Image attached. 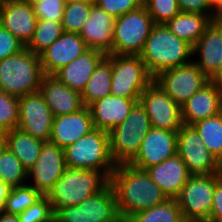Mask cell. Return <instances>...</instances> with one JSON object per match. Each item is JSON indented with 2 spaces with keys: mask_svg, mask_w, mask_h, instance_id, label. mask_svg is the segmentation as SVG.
<instances>
[{
  "mask_svg": "<svg viewBox=\"0 0 222 222\" xmlns=\"http://www.w3.org/2000/svg\"><path fill=\"white\" fill-rule=\"evenodd\" d=\"M20 222H53L54 211L46 195L18 215Z\"/></svg>",
  "mask_w": 222,
  "mask_h": 222,
  "instance_id": "cell-38",
  "label": "cell"
},
{
  "mask_svg": "<svg viewBox=\"0 0 222 222\" xmlns=\"http://www.w3.org/2000/svg\"><path fill=\"white\" fill-rule=\"evenodd\" d=\"M123 222L134 214L162 204L168 197L145 170L130 164L116 165L110 177Z\"/></svg>",
  "mask_w": 222,
  "mask_h": 222,
  "instance_id": "cell-1",
  "label": "cell"
},
{
  "mask_svg": "<svg viewBox=\"0 0 222 222\" xmlns=\"http://www.w3.org/2000/svg\"><path fill=\"white\" fill-rule=\"evenodd\" d=\"M177 154L191 175L215 174L217 158L204 146L193 126L183 125L177 132Z\"/></svg>",
  "mask_w": 222,
  "mask_h": 222,
  "instance_id": "cell-13",
  "label": "cell"
},
{
  "mask_svg": "<svg viewBox=\"0 0 222 222\" xmlns=\"http://www.w3.org/2000/svg\"><path fill=\"white\" fill-rule=\"evenodd\" d=\"M19 98L0 90V130L5 132L18 127Z\"/></svg>",
  "mask_w": 222,
  "mask_h": 222,
  "instance_id": "cell-36",
  "label": "cell"
},
{
  "mask_svg": "<svg viewBox=\"0 0 222 222\" xmlns=\"http://www.w3.org/2000/svg\"><path fill=\"white\" fill-rule=\"evenodd\" d=\"M152 128L144 107L137 102L127 118L109 132L110 154L116 165L129 164Z\"/></svg>",
  "mask_w": 222,
  "mask_h": 222,
  "instance_id": "cell-6",
  "label": "cell"
},
{
  "mask_svg": "<svg viewBox=\"0 0 222 222\" xmlns=\"http://www.w3.org/2000/svg\"><path fill=\"white\" fill-rule=\"evenodd\" d=\"M0 222H20L18 215L1 213L0 214Z\"/></svg>",
  "mask_w": 222,
  "mask_h": 222,
  "instance_id": "cell-46",
  "label": "cell"
},
{
  "mask_svg": "<svg viewBox=\"0 0 222 222\" xmlns=\"http://www.w3.org/2000/svg\"><path fill=\"white\" fill-rule=\"evenodd\" d=\"M215 175L217 179L222 182V156L217 159V169Z\"/></svg>",
  "mask_w": 222,
  "mask_h": 222,
  "instance_id": "cell-47",
  "label": "cell"
},
{
  "mask_svg": "<svg viewBox=\"0 0 222 222\" xmlns=\"http://www.w3.org/2000/svg\"><path fill=\"white\" fill-rule=\"evenodd\" d=\"M208 2H209L212 6H214V5L218 2V0H208Z\"/></svg>",
  "mask_w": 222,
  "mask_h": 222,
  "instance_id": "cell-53",
  "label": "cell"
},
{
  "mask_svg": "<svg viewBox=\"0 0 222 222\" xmlns=\"http://www.w3.org/2000/svg\"><path fill=\"white\" fill-rule=\"evenodd\" d=\"M192 50L190 44L179 39L165 24H154L139 55L154 78L164 70L191 62Z\"/></svg>",
  "mask_w": 222,
  "mask_h": 222,
  "instance_id": "cell-2",
  "label": "cell"
},
{
  "mask_svg": "<svg viewBox=\"0 0 222 222\" xmlns=\"http://www.w3.org/2000/svg\"><path fill=\"white\" fill-rule=\"evenodd\" d=\"M221 52L222 28L213 20L193 46L192 54L193 56L198 54L199 59L192 61L210 78L219 68Z\"/></svg>",
  "mask_w": 222,
  "mask_h": 222,
  "instance_id": "cell-25",
  "label": "cell"
},
{
  "mask_svg": "<svg viewBox=\"0 0 222 222\" xmlns=\"http://www.w3.org/2000/svg\"><path fill=\"white\" fill-rule=\"evenodd\" d=\"M153 128L178 131L182 126L181 107L154 80L139 98Z\"/></svg>",
  "mask_w": 222,
  "mask_h": 222,
  "instance_id": "cell-12",
  "label": "cell"
},
{
  "mask_svg": "<svg viewBox=\"0 0 222 222\" xmlns=\"http://www.w3.org/2000/svg\"><path fill=\"white\" fill-rule=\"evenodd\" d=\"M222 11V0H218V2L213 6V20L214 17Z\"/></svg>",
  "mask_w": 222,
  "mask_h": 222,
  "instance_id": "cell-49",
  "label": "cell"
},
{
  "mask_svg": "<svg viewBox=\"0 0 222 222\" xmlns=\"http://www.w3.org/2000/svg\"><path fill=\"white\" fill-rule=\"evenodd\" d=\"M114 24L113 16L93 4L79 35L88 49L101 51L105 55L112 54Z\"/></svg>",
  "mask_w": 222,
  "mask_h": 222,
  "instance_id": "cell-21",
  "label": "cell"
},
{
  "mask_svg": "<svg viewBox=\"0 0 222 222\" xmlns=\"http://www.w3.org/2000/svg\"><path fill=\"white\" fill-rule=\"evenodd\" d=\"M94 2H66L62 16L64 32L80 33L88 20Z\"/></svg>",
  "mask_w": 222,
  "mask_h": 222,
  "instance_id": "cell-35",
  "label": "cell"
},
{
  "mask_svg": "<svg viewBox=\"0 0 222 222\" xmlns=\"http://www.w3.org/2000/svg\"><path fill=\"white\" fill-rule=\"evenodd\" d=\"M110 179L101 171L66 168L46 195L54 213L60 207L76 206L100 192Z\"/></svg>",
  "mask_w": 222,
  "mask_h": 222,
  "instance_id": "cell-4",
  "label": "cell"
},
{
  "mask_svg": "<svg viewBox=\"0 0 222 222\" xmlns=\"http://www.w3.org/2000/svg\"><path fill=\"white\" fill-rule=\"evenodd\" d=\"M214 222H222V218L215 220Z\"/></svg>",
  "mask_w": 222,
  "mask_h": 222,
  "instance_id": "cell-54",
  "label": "cell"
},
{
  "mask_svg": "<svg viewBox=\"0 0 222 222\" xmlns=\"http://www.w3.org/2000/svg\"><path fill=\"white\" fill-rule=\"evenodd\" d=\"M215 174L191 175L176 198L185 222H206L213 205Z\"/></svg>",
  "mask_w": 222,
  "mask_h": 222,
  "instance_id": "cell-10",
  "label": "cell"
},
{
  "mask_svg": "<svg viewBox=\"0 0 222 222\" xmlns=\"http://www.w3.org/2000/svg\"><path fill=\"white\" fill-rule=\"evenodd\" d=\"M44 141L15 128L6 132V147L21 161L29 171L39 158Z\"/></svg>",
  "mask_w": 222,
  "mask_h": 222,
  "instance_id": "cell-28",
  "label": "cell"
},
{
  "mask_svg": "<svg viewBox=\"0 0 222 222\" xmlns=\"http://www.w3.org/2000/svg\"><path fill=\"white\" fill-rule=\"evenodd\" d=\"M94 4L116 19L142 6L143 0H95Z\"/></svg>",
  "mask_w": 222,
  "mask_h": 222,
  "instance_id": "cell-39",
  "label": "cell"
},
{
  "mask_svg": "<svg viewBox=\"0 0 222 222\" xmlns=\"http://www.w3.org/2000/svg\"><path fill=\"white\" fill-rule=\"evenodd\" d=\"M39 92L54 117L71 114L81 110V93L69 88L54 75H44Z\"/></svg>",
  "mask_w": 222,
  "mask_h": 222,
  "instance_id": "cell-22",
  "label": "cell"
},
{
  "mask_svg": "<svg viewBox=\"0 0 222 222\" xmlns=\"http://www.w3.org/2000/svg\"><path fill=\"white\" fill-rule=\"evenodd\" d=\"M40 56L25 48L0 60V90L18 98L38 92L44 77Z\"/></svg>",
  "mask_w": 222,
  "mask_h": 222,
  "instance_id": "cell-3",
  "label": "cell"
},
{
  "mask_svg": "<svg viewBox=\"0 0 222 222\" xmlns=\"http://www.w3.org/2000/svg\"><path fill=\"white\" fill-rule=\"evenodd\" d=\"M4 0H0V7L3 5Z\"/></svg>",
  "mask_w": 222,
  "mask_h": 222,
  "instance_id": "cell-55",
  "label": "cell"
},
{
  "mask_svg": "<svg viewBox=\"0 0 222 222\" xmlns=\"http://www.w3.org/2000/svg\"><path fill=\"white\" fill-rule=\"evenodd\" d=\"M105 56L101 51L88 49L54 76L69 88L82 93L96 66Z\"/></svg>",
  "mask_w": 222,
  "mask_h": 222,
  "instance_id": "cell-26",
  "label": "cell"
},
{
  "mask_svg": "<svg viewBox=\"0 0 222 222\" xmlns=\"http://www.w3.org/2000/svg\"><path fill=\"white\" fill-rule=\"evenodd\" d=\"M220 218H222V182L218 180L215 183L213 205L207 222H214L215 220Z\"/></svg>",
  "mask_w": 222,
  "mask_h": 222,
  "instance_id": "cell-43",
  "label": "cell"
},
{
  "mask_svg": "<svg viewBox=\"0 0 222 222\" xmlns=\"http://www.w3.org/2000/svg\"><path fill=\"white\" fill-rule=\"evenodd\" d=\"M0 178L10 188L26 185L28 181V171L7 147L0 152Z\"/></svg>",
  "mask_w": 222,
  "mask_h": 222,
  "instance_id": "cell-33",
  "label": "cell"
},
{
  "mask_svg": "<svg viewBox=\"0 0 222 222\" xmlns=\"http://www.w3.org/2000/svg\"><path fill=\"white\" fill-rule=\"evenodd\" d=\"M10 187L6 185L0 178V214L4 212L5 200L10 192Z\"/></svg>",
  "mask_w": 222,
  "mask_h": 222,
  "instance_id": "cell-44",
  "label": "cell"
},
{
  "mask_svg": "<svg viewBox=\"0 0 222 222\" xmlns=\"http://www.w3.org/2000/svg\"><path fill=\"white\" fill-rule=\"evenodd\" d=\"M88 50L79 33L63 32L39 56L44 74L54 75Z\"/></svg>",
  "mask_w": 222,
  "mask_h": 222,
  "instance_id": "cell-17",
  "label": "cell"
},
{
  "mask_svg": "<svg viewBox=\"0 0 222 222\" xmlns=\"http://www.w3.org/2000/svg\"><path fill=\"white\" fill-rule=\"evenodd\" d=\"M93 129L90 110L84 106L77 112L54 117L49 142L65 149Z\"/></svg>",
  "mask_w": 222,
  "mask_h": 222,
  "instance_id": "cell-20",
  "label": "cell"
},
{
  "mask_svg": "<svg viewBox=\"0 0 222 222\" xmlns=\"http://www.w3.org/2000/svg\"><path fill=\"white\" fill-rule=\"evenodd\" d=\"M37 20L33 6L20 0H4L0 7L1 25L25 46L33 38Z\"/></svg>",
  "mask_w": 222,
  "mask_h": 222,
  "instance_id": "cell-19",
  "label": "cell"
},
{
  "mask_svg": "<svg viewBox=\"0 0 222 222\" xmlns=\"http://www.w3.org/2000/svg\"><path fill=\"white\" fill-rule=\"evenodd\" d=\"M55 222H123L116 195L110 182L98 193L76 206L60 207L54 213Z\"/></svg>",
  "mask_w": 222,
  "mask_h": 222,
  "instance_id": "cell-8",
  "label": "cell"
},
{
  "mask_svg": "<svg viewBox=\"0 0 222 222\" xmlns=\"http://www.w3.org/2000/svg\"><path fill=\"white\" fill-rule=\"evenodd\" d=\"M222 112V86L209 81L181 107L183 125L196 122Z\"/></svg>",
  "mask_w": 222,
  "mask_h": 222,
  "instance_id": "cell-18",
  "label": "cell"
},
{
  "mask_svg": "<svg viewBox=\"0 0 222 222\" xmlns=\"http://www.w3.org/2000/svg\"><path fill=\"white\" fill-rule=\"evenodd\" d=\"M26 46L0 25V60L20 53Z\"/></svg>",
  "mask_w": 222,
  "mask_h": 222,
  "instance_id": "cell-41",
  "label": "cell"
},
{
  "mask_svg": "<svg viewBox=\"0 0 222 222\" xmlns=\"http://www.w3.org/2000/svg\"><path fill=\"white\" fill-rule=\"evenodd\" d=\"M177 132L151 128L130 165L145 170L177 154Z\"/></svg>",
  "mask_w": 222,
  "mask_h": 222,
  "instance_id": "cell-16",
  "label": "cell"
},
{
  "mask_svg": "<svg viewBox=\"0 0 222 222\" xmlns=\"http://www.w3.org/2000/svg\"><path fill=\"white\" fill-rule=\"evenodd\" d=\"M80 1H84V2H94L95 0H65V2H80Z\"/></svg>",
  "mask_w": 222,
  "mask_h": 222,
  "instance_id": "cell-52",
  "label": "cell"
},
{
  "mask_svg": "<svg viewBox=\"0 0 222 222\" xmlns=\"http://www.w3.org/2000/svg\"><path fill=\"white\" fill-rule=\"evenodd\" d=\"M154 25L144 5L115 19L112 54L139 55Z\"/></svg>",
  "mask_w": 222,
  "mask_h": 222,
  "instance_id": "cell-9",
  "label": "cell"
},
{
  "mask_svg": "<svg viewBox=\"0 0 222 222\" xmlns=\"http://www.w3.org/2000/svg\"><path fill=\"white\" fill-rule=\"evenodd\" d=\"M210 81L218 83L222 86V52H221V62L218 70L209 78Z\"/></svg>",
  "mask_w": 222,
  "mask_h": 222,
  "instance_id": "cell-45",
  "label": "cell"
},
{
  "mask_svg": "<svg viewBox=\"0 0 222 222\" xmlns=\"http://www.w3.org/2000/svg\"><path fill=\"white\" fill-rule=\"evenodd\" d=\"M125 222H185L176 199H168L162 204L140 211Z\"/></svg>",
  "mask_w": 222,
  "mask_h": 222,
  "instance_id": "cell-30",
  "label": "cell"
},
{
  "mask_svg": "<svg viewBox=\"0 0 222 222\" xmlns=\"http://www.w3.org/2000/svg\"><path fill=\"white\" fill-rule=\"evenodd\" d=\"M112 65L111 95L136 99L154 80L140 55L110 54Z\"/></svg>",
  "mask_w": 222,
  "mask_h": 222,
  "instance_id": "cell-7",
  "label": "cell"
},
{
  "mask_svg": "<svg viewBox=\"0 0 222 222\" xmlns=\"http://www.w3.org/2000/svg\"><path fill=\"white\" fill-rule=\"evenodd\" d=\"M6 147V132L0 130V152Z\"/></svg>",
  "mask_w": 222,
  "mask_h": 222,
  "instance_id": "cell-48",
  "label": "cell"
},
{
  "mask_svg": "<svg viewBox=\"0 0 222 222\" xmlns=\"http://www.w3.org/2000/svg\"><path fill=\"white\" fill-rule=\"evenodd\" d=\"M211 21L213 19L209 15L180 12L167 21L165 26L179 39L186 41L193 47Z\"/></svg>",
  "mask_w": 222,
  "mask_h": 222,
  "instance_id": "cell-27",
  "label": "cell"
},
{
  "mask_svg": "<svg viewBox=\"0 0 222 222\" xmlns=\"http://www.w3.org/2000/svg\"><path fill=\"white\" fill-rule=\"evenodd\" d=\"M54 115L38 92L19 98L18 129L44 142H49Z\"/></svg>",
  "mask_w": 222,
  "mask_h": 222,
  "instance_id": "cell-14",
  "label": "cell"
},
{
  "mask_svg": "<svg viewBox=\"0 0 222 222\" xmlns=\"http://www.w3.org/2000/svg\"><path fill=\"white\" fill-rule=\"evenodd\" d=\"M43 195L28 184L10 189L4 204V212L19 215L33 205Z\"/></svg>",
  "mask_w": 222,
  "mask_h": 222,
  "instance_id": "cell-34",
  "label": "cell"
},
{
  "mask_svg": "<svg viewBox=\"0 0 222 222\" xmlns=\"http://www.w3.org/2000/svg\"><path fill=\"white\" fill-rule=\"evenodd\" d=\"M20 1H22V2H24V3H27V4H29L30 6H33V5H35V4H37L38 2H41V1H43V0H20Z\"/></svg>",
  "mask_w": 222,
  "mask_h": 222,
  "instance_id": "cell-51",
  "label": "cell"
},
{
  "mask_svg": "<svg viewBox=\"0 0 222 222\" xmlns=\"http://www.w3.org/2000/svg\"><path fill=\"white\" fill-rule=\"evenodd\" d=\"M154 81L180 106L199 91L209 78L193 62L160 72Z\"/></svg>",
  "mask_w": 222,
  "mask_h": 222,
  "instance_id": "cell-11",
  "label": "cell"
},
{
  "mask_svg": "<svg viewBox=\"0 0 222 222\" xmlns=\"http://www.w3.org/2000/svg\"><path fill=\"white\" fill-rule=\"evenodd\" d=\"M154 24H165L181 11L177 0H143Z\"/></svg>",
  "mask_w": 222,
  "mask_h": 222,
  "instance_id": "cell-37",
  "label": "cell"
},
{
  "mask_svg": "<svg viewBox=\"0 0 222 222\" xmlns=\"http://www.w3.org/2000/svg\"><path fill=\"white\" fill-rule=\"evenodd\" d=\"M214 21L222 28V11L214 17Z\"/></svg>",
  "mask_w": 222,
  "mask_h": 222,
  "instance_id": "cell-50",
  "label": "cell"
},
{
  "mask_svg": "<svg viewBox=\"0 0 222 222\" xmlns=\"http://www.w3.org/2000/svg\"><path fill=\"white\" fill-rule=\"evenodd\" d=\"M64 32L61 21L38 19L33 38L26 46L34 54L40 55Z\"/></svg>",
  "mask_w": 222,
  "mask_h": 222,
  "instance_id": "cell-32",
  "label": "cell"
},
{
  "mask_svg": "<svg viewBox=\"0 0 222 222\" xmlns=\"http://www.w3.org/2000/svg\"><path fill=\"white\" fill-rule=\"evenodd\" d=\"M183 13H199L209 15L213 19V6L208 0H177Z\"/></svg>",
  "mask_w": 222,
  "mask_h": 222,
  "instance_id": "cell-42",
  "label": "cell"
},
{
  "mask_svg": "<svg viewBox=\"0 0 222 222\" xmlns=\"http://www.w3.org/2000/svg\"><path fill=\"white\" fill-rule=\"evenodd\" d=\"M111 78L112 65L110 63V54H108L96 66L81 93L82 103L85 107L111 94Z\"/></svg>",
  "mask_w": 222,
  "mask_h": 222,
  "instance_id": "cell-29",
  "label": "cell"
},
{
  "mask_svg": "<svg viewBox=\"0 0 222 222\" xmlns=\"http://www.w3.org/2000/svg\"><path fill=\"white\" fill-rule=\"evenodd\" d=\"M66 168L64 149L51 142H44L39 158L28 171L27 184L42 195H47Z\"/></svg>",
  "mask_w": 222,
  "mask_h": 222,
  "instance_id": "cell-15",
  "label": "cell"
},
{
  "mask_svg": "<svg viewBox=\"0 0 222 222\" xmlns=\"http://www.w3.org/2000/svg\"><path fill=\"white\" fill-rule=\"evenodd\" d=\"M66 167L103 172L109 179L116 168L110 154L109 132L93 129L64 149Z\"/></svg>",
  "mask_w": 222,
  "mask_h": 222,
  "instance_id": "cell-5",
  "label": "cell"
},
{
  "mask_svg": "<svg viewBox=\"0 0 222 222\" xmlns=\"http://www.w3.org/2000/svg\"><path fill=\"white\" fill-rule=\"evenodd\" d=\"M168 199H176L191 176L187 166L178 154L145 169Z\"/></svg>",
  "mask_w": 222,
  "mask_h": 222,
  "instance_id": "cell-23",
  "label": "cell"
},
{
  "mask_svg": "<svg viewBox=\"0 0 222 222\" xmlns=\"http://www.w3.org/2000/svg\"><path fill=\"white\" fill-rule=\"evenodd\" d=\"M204 146L218 159L222 156V112L192 125Z\"/></svg>",
  "mask_w": 222,
  "mask_h": 222,
  "instance_id": "cell-31",
  "label": "cell"
},
{
  "mask_svg": "<svg viewBox=\"0 0 222 222\" xmlns=\"http://www.w3.org/2000/svg\"><path fill=\"white\" fill-rule=\"evenodd\" d=\"M138 101L108 95L88 106L95 129L110 132L123 122Z\"/></svg>",
  "mask_w": 222,
  "mask_h": 222,
  "instance_id": "cell-24",
  "label": "cell"
},
{
  "mask_svg": "<svg viewBox=\"0 0 222 222\" xmlns=\"http://www.w3.org/2000/svg\"><path fill=\"white\" fill-rule=\"evenodd\" d=\"M65 4V0H43L33 5V10L37 19L61 21Z\"/></svg>",
  "mask_w": 222,
  "mask_h": 222,
  "instance_id": "cell-40",
  "label": "cell"
}]
</instances>
